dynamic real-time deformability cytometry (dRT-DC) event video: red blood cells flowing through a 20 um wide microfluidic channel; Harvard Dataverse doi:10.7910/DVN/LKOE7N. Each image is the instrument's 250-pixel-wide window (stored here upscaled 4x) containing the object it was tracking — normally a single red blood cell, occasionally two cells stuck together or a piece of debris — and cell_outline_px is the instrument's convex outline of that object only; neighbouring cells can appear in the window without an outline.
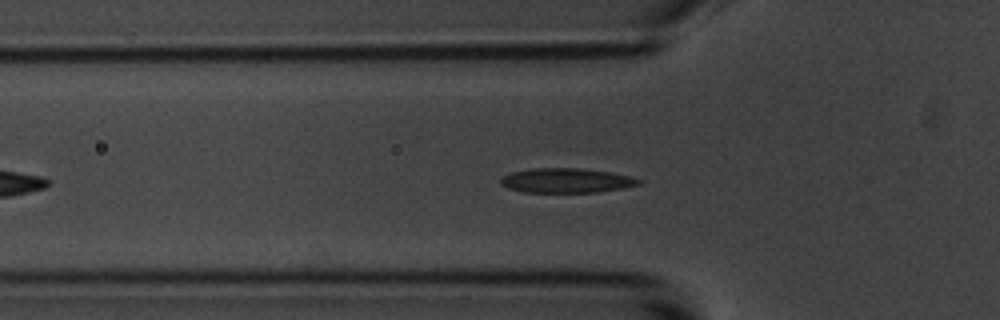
{"species": "common noctule bat (a hibernating species)", "species_latin": "Nyctalus noctula", "temperature_condition": "room temperature", "stored_images_in_passage": 40, "camera_frame_rate_fps": 3000, "um_per_image_px": 0.085, "animal": {"sex": "male", "body_mass_g": 20.1, "forearm_length_mm": 53.5}, "frame": {"image": 1, "passage_image": 6, "time_ms": 1.667, "image_size_px": [1000, 320], "cell_outline_px": [[644, 180], [640, 184], [620, 188], [596, 192], [524, 192], [508, 188], [500, 184], [500, 180], [504, 176], [512, 172], [532, 168], [580, 168], [608, 172], [628, 176]], "centroid_in_image_um": [48.11, 15.34], "position_along_channel_um": 77.7, "area_um2": 19.54}}
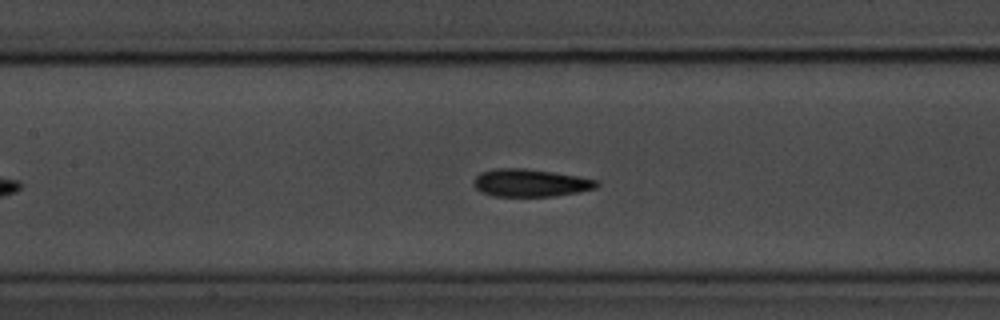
{"frame": {"image": 2, "passage_image": 13, "time_ms": 4.0, "image_size_px": [1000, 320], "cell_outline_px": [[600, 184], [596, 188], [556, 196], [492, 196], [480, 192], [472, 184], [472, 180], [480, 172], [496, 168], [524, 168], [580, 176], [596, 180]], "centroid_in_image_um": [45.04, 15.54], "position_along_channel_um": 162.4, "area_um2": 19.94}}
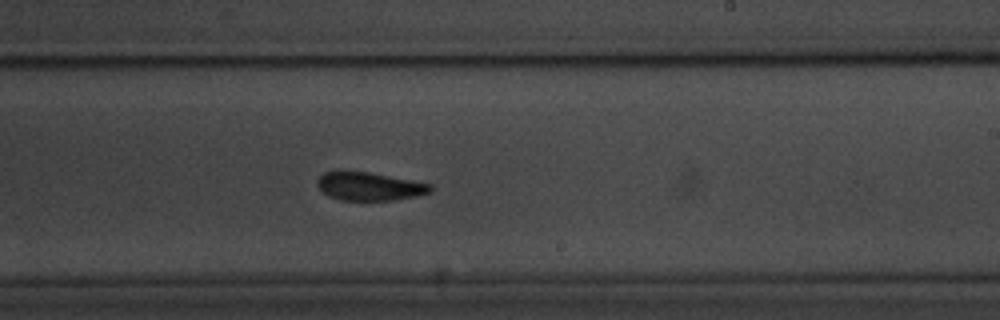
{"frame": {"image": 3, "passage_image": 21, "time_ms": 6.667, "image_size_px": [1000, 320], "cell_outline_px": [[432, 188], [428, 192], [396, 200], [340, 200], [328, 196], [316, 184], [316, 180], [324, 172], [340, 168], [344, 168], [368, 172], [412, 180], [432, 184]], "centroid_in_image_um": [31.29, 15.8], "position_along_channel_um": 257.7, "area_um2": 18.96}, "authors_computed_cell_mechanics": {"area_um2": 19.652, "velocity_mm_per_s": 3.5874, "shape_relaxation_time_tau1_ms": 2.064, "shape_relaxation_time_tau2_ms": 1.316, "deformation_change_tau1": 0.1081, "deformation_change_tau2": 0.0645}}